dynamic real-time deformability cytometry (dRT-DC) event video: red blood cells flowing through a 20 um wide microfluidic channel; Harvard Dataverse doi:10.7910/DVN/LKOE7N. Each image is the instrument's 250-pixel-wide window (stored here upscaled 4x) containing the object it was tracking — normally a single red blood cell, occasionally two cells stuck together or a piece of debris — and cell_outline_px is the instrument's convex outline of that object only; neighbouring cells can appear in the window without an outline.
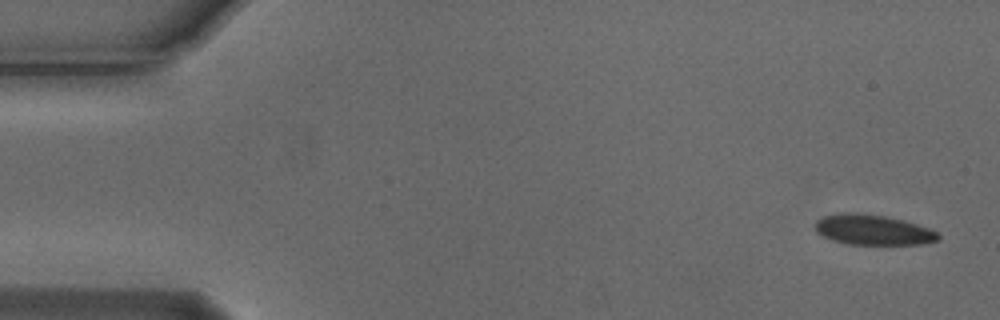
{"species": "Egyptian fruit bat (a non-hibernating species)", "species_latin": "Rousettus aegyptiacus", "temperature_condition": "cold", "stored_images_in_passage": 5, "camera_frame_rate_fps": 3000, "um_per_image_px": 0.085, "animal": {"sex": "male"}, "frame": {"image": 1, "passage_image": 1, "time_ms": 0.0, "image_size_px": [1000, 320], "cell_outline_px": [[940, 240], [920, 244], [848, 244], [832, 240], [816, 232], [816, 220], [824, 216], [844, 212], [856, 212], [884, 216], [904, 220], [928, 228], [936, 232], [940, 236]], "centroid_in_image_um": [74.19, 19.53], "position_along_channel_um": 10.8, "area_um2": 21.56}}
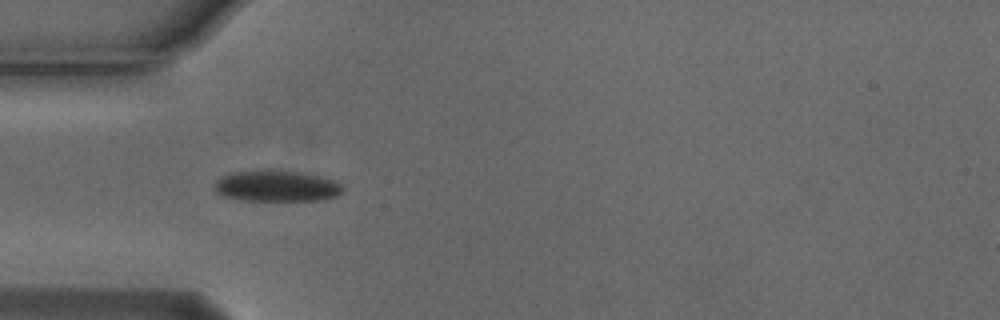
{"frame": {"image": 2, "passage_image": 4, "time_ms": 1.0, "image_size_px": [1000, 320], "cell_outline_px": [[344, 192], [336, 196], [316, 200], [240, 200], [224, 196], [216, 192], [216, 180], [232, 172], [268, 168], [324, 176], [336, 180], [344, 188]], "centroid_in_image_um": [23.54, 15.79], "position_along_channel_um": 61.5, "area_um2": 23.52}}
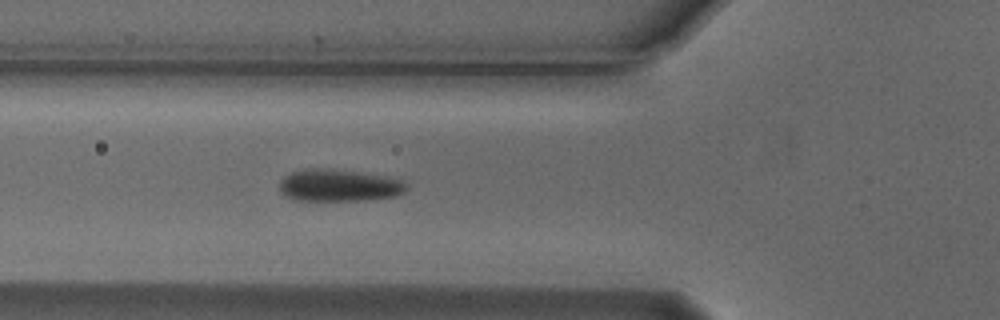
{"frame": {"image": 3, "passage_image": 5, "time_ms": 1.333, "image_size_px": [1000, 320], "cell_outline_px": [[408, 188], [404, 192], [396, 196], [364, 200], [296, 200], [284, 196], [280, 192], [280, 180], [284, 176], [292, 172], [304, 168], [324, 168], [356, 172], [400, 180], [408, 184]], "centroid_in_image_um": [28.75, 15.77], "position_along_channel_um": 97.0, "area_um2": 23.52}}